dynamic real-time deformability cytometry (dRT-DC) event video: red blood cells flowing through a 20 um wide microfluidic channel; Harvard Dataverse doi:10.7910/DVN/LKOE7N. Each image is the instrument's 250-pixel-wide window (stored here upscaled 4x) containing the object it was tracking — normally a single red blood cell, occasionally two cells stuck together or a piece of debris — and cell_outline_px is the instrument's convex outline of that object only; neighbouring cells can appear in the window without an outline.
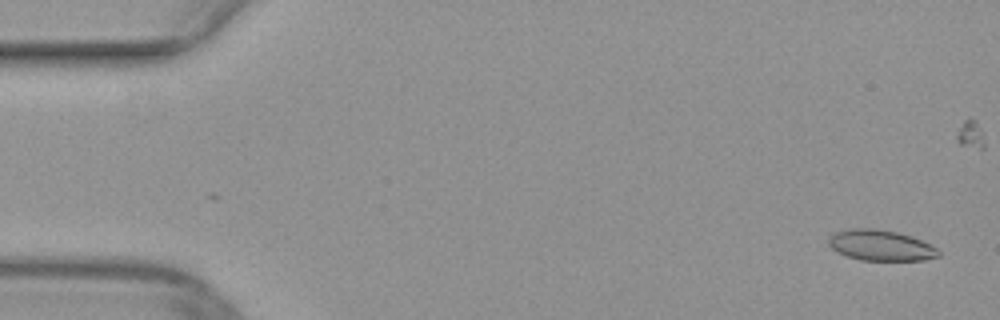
{"species": "common noctule bat (a hibernating species)", "species_latin": "Nyctalus noctula", "temperature_condition": "warm", "stored_images_in_passage": 10, "camera_frame_rate_fps": 3000, "um_per_image_px": 0.085, "animal": {"sex": "female", "body_mass_g": 29.2, "forearm_length_mm": 56.3}, "frame": {"image": 1, "passage_image": 2, "time_ms": 0.333, "image_size_px": [1000, 320], "cell_outline_px": [[940, 256], [924, 260], [860, 260], [836, 252], [828, 244], [828, 236], [836, 232], [852, 228], [872, 228], [896, 232], [912, 236], [936, 248], [940, 252]], "centroid_in_image_um": [74.83, 20.85], "position_along_channel_um": 10.2, "area_um2": 19.59}}